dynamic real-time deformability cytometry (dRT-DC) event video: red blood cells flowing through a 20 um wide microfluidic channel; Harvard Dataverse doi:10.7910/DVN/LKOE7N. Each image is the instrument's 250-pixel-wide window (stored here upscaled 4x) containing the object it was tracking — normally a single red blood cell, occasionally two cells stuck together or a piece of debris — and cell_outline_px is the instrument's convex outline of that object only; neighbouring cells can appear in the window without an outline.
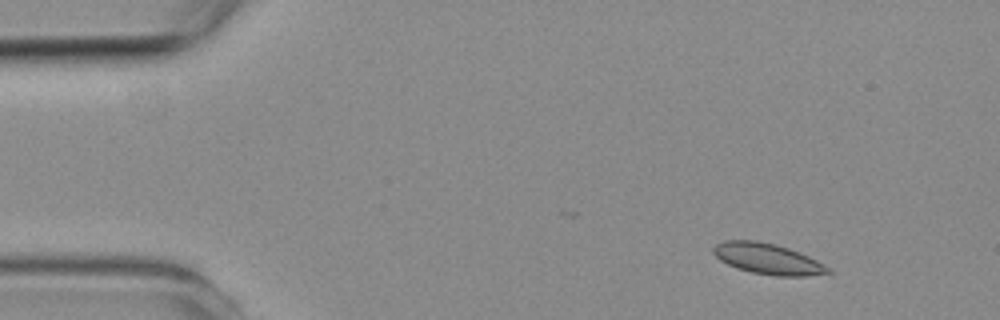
{"species": "common noctule bat (a hibernating species)", "species_latin": "Nyctalus noctula", "temperature_condition": "room temperature", "stored_images_in_passage": 6, "camera_frame_rate_fps": 3000, "um_per_image_px": 0.085, "animal": {"sex": "female", "body_mass_g": 19.3, "forearm_length_mm": 54.1}, "frame": {"image": 1, "passage_image": 1, "time_ms": 0.0, "image_size_px": [1000, 320], "cell_outline_px": [[832, 272], [808, 276], [776, 276], [752, 272], [736, 268], [720, 260], [712, 252], [712, 248], [716, 244], [724, 240], [756, 240], [776, 244], [788, 248], [808, 256], [824, 264]], "centroid_in_image_um": [65.22, 21.99], "position_along_channel_um": 19.8, "area_um2": 20.52}}
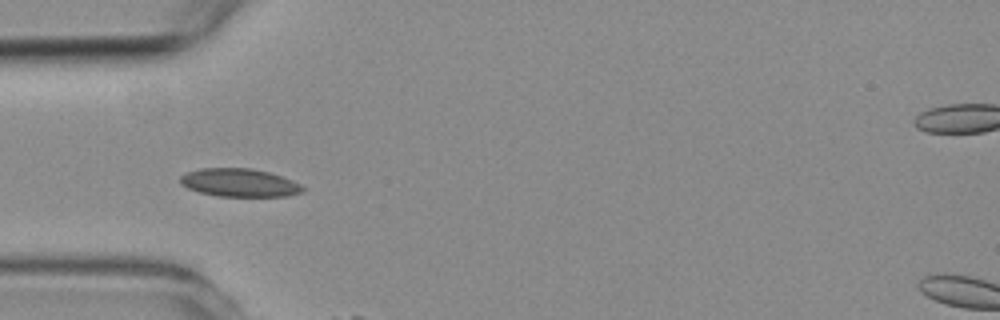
{"frame": {"image": 2, "passage_image": 4, "time_ms": 3.333, "image_size_px": [1000, 320], "cell_outline_px": [[308, 188], [304, 192], [288, 196], [216, 196], [200, 192], [188, 188], [180, 184], [180, 176], [188, 172], [200, 168], [252, 168], [268, 172], [292, 180]], "centroid_in_image_um": [20.38, 15.53], "position_along_channel_um": 64.6, "area_um2": 20.17}}